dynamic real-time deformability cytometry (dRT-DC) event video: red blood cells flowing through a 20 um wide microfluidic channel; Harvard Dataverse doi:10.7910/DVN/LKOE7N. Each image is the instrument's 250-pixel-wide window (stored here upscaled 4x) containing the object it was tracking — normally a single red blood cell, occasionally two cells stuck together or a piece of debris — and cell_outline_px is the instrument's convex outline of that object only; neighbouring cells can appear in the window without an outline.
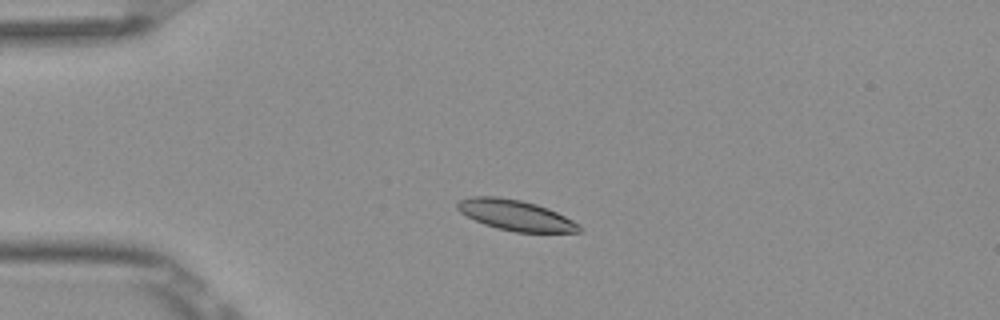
{"species": "Egyptian fruit bat (a non-hibernating species)", "species_latin": "Rousettus aegyptiacus", "temperature_condition": "room temperature", "stored_images_in_passage": 4, "camera_frame_rate_fps": 3000, "um_per_image_px": 0.085, "frame": {"image": 1, "passage_image": 3, "time_ms": 0.667, "image_size_px": [1000, 320], "cell_outline_px": [[580, 232], [516, 232], [496, 228], [484, 224], [460, 212], [456, 208], [456, 204], [460, 200], [472, 196], [500, 196], [520, 200], [536, 204], [548, 208], [580, 224]], "centroid_in_image_um": [43.81, 18.28], "position_along_channel_um": 41.2, "area_um2": 21.56}}